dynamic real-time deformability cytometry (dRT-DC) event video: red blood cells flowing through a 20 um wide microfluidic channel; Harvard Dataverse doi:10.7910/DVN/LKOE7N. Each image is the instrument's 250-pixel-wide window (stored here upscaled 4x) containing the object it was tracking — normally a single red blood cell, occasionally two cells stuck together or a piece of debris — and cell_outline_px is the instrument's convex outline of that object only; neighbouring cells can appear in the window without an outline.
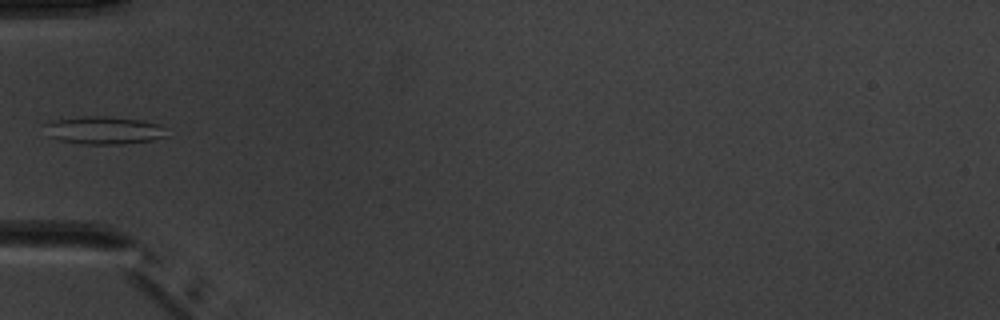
{"species": "common noctule bat (a hibernating species)", "species_latin": "Nyctalus noctula", "temperature_condition": "warm", "stored_images_in_passage": 5, "camera_frame_rate_fps": 3000, "um_per_image_px": 0.085, "animal": {"sex": "male", "body_mass_g": 20.1, "forearm_length_mm": 53.5}, "frame": {"image": 1, "passage_image": 5, "time_ms": 4.333, "image_size_px": [1000, 320], "cell_outline_px": [[168, 136], [152, 140], [120, 144], [84, 144], [60, 140], [48, 136], [44, 124], [52, 120], [84, 116], [104, 116], [140, 120], [156, 124], [164, 128]], "centroid_in_image_um": [8.8, 11.07], "position_along_channel_um": 76.2, "area_um2": 19.59}}